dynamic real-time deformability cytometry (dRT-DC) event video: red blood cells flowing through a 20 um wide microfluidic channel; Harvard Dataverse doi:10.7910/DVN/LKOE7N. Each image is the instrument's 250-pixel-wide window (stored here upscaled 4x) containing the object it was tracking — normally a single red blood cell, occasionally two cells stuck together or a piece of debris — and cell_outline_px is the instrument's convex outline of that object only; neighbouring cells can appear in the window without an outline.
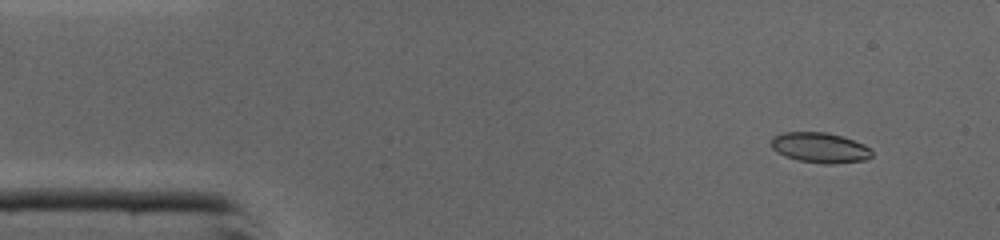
{"species": "common noctule bat (a hibernating species)", "species_latin": "Nyctalus noctula", "temperature_condition": "cold", "stored_images_in_passage": 10, "camera_frame_rate_fps": 3000, "um_per_image_px": 0.085, "animal": {"sex": "male", "body_mass_g": 19.0, "forearm_length_mm": 50.8}, "frame": {"image": 1, "passage_image": 4, "time_ms": 1.0, "image_size_px": [1000, 240], "cell_outline_px": [[872, 156], [864, 160], [832, 164], [824, 164], [796, 160], [784, 156], [776, 152], [772, 148], [772, 136], [784, 132], [824, 132], [840, 136], [864, 144], [872, 152]], "centroid_in_image_um": [69.65, 12.56], "position_along_channel_um": 15.3, "area_um2": 17.69}}